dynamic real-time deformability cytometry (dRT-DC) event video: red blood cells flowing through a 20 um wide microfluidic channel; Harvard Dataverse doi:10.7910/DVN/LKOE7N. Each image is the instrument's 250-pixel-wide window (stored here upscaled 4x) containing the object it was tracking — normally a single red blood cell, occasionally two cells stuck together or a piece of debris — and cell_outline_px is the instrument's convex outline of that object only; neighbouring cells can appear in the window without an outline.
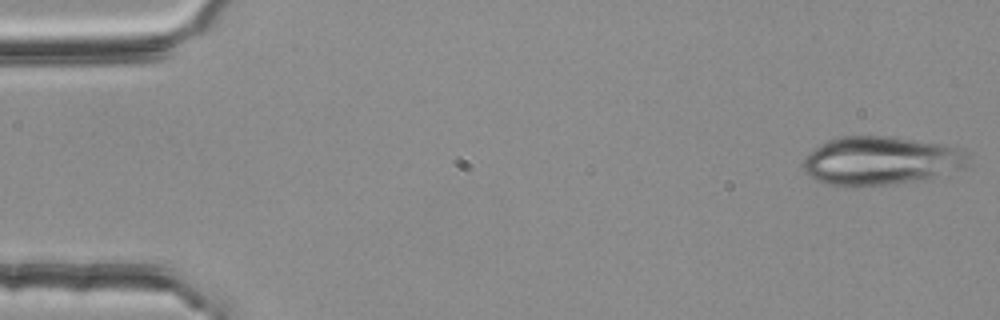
{"species": "common noctule bat (a hibernating species)", "species_latin": "Nyctalus noctula", "temperature_condition": "room temperature", "stored_images_in_passage": 54, "camera_frame_rate_fps": 3000, "um_per_image_px": 0.085, "animal": {"sex": "female", "body_mass_g": 25.1}, "frame": {"image": 1, "passage_image": 1, "time_ms": 0.0, "image_size_px": [1000, 320], "cell_outline_px": [[972, 156], [968, 164], [964, 168], [932, 180], [852, 188], [848, 188], [824, 184], [816, 180], [804, 172], [804, 160], [812, 148], [828, 140], [840, 136], [888, 136], [940, 144], [960, 148], [972, 152]], "centroid_in_image_um": [74.93, 13.7], "position_along_channel_um": 10.1, "area_um2": 48.09}}
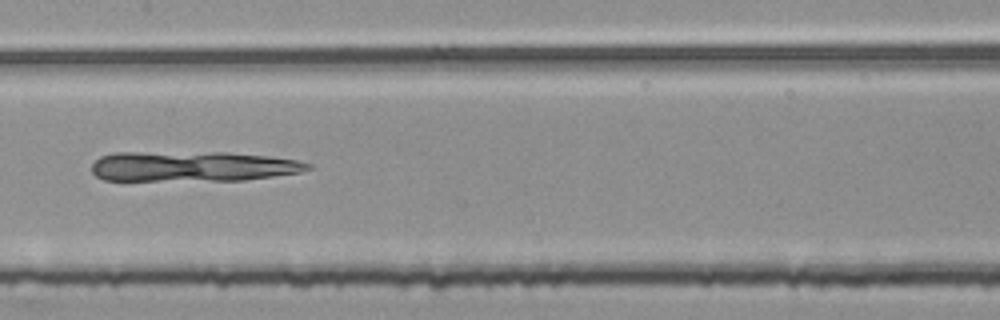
{"frame": {"image": 2, "passage_image": 26, "time_ms": 8.333, "image_size_px": [1000, 320], "cell_outline_px": [[312, 168], [300, 172], [244, 180], [104, 180], [96, 176], [92, 172], [92, 164], [100, 156], [116, 152], [228, 152], [268, 156], [296, 160], [312, 164]], "centroid_in_image_um": [16.36, 14.13], "position_along_channel_um": 191.0, "area_um2": 38.09}}
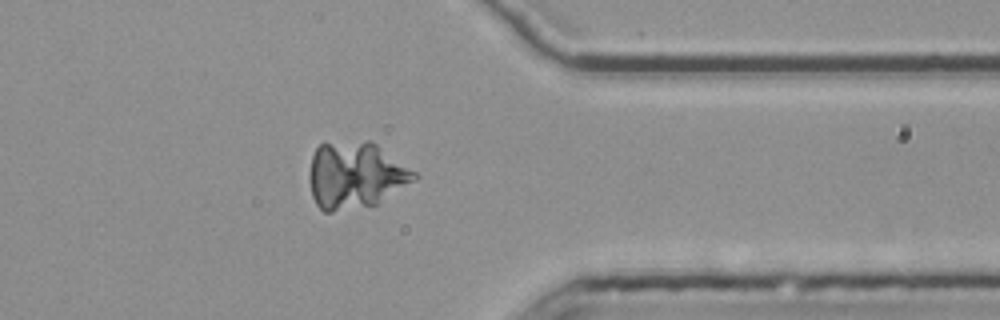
{"frame": {"image": 3, "passage_image": 42, "time_ms": 13.667, "image_size_px": [1000, 320], "cell_outline_px": [[420, 176], [416, 180], [380, 204], [332, 212], [324, 212], [316, 204], [312, 196], [312, 156], [316, 148], [320, 144], [364, 140], [372, 140], [416, 172]], "centroid_in_image_um": [30.3, 14.91], "position_along_channel_um": 381.1, "area_um2": 40.81}}